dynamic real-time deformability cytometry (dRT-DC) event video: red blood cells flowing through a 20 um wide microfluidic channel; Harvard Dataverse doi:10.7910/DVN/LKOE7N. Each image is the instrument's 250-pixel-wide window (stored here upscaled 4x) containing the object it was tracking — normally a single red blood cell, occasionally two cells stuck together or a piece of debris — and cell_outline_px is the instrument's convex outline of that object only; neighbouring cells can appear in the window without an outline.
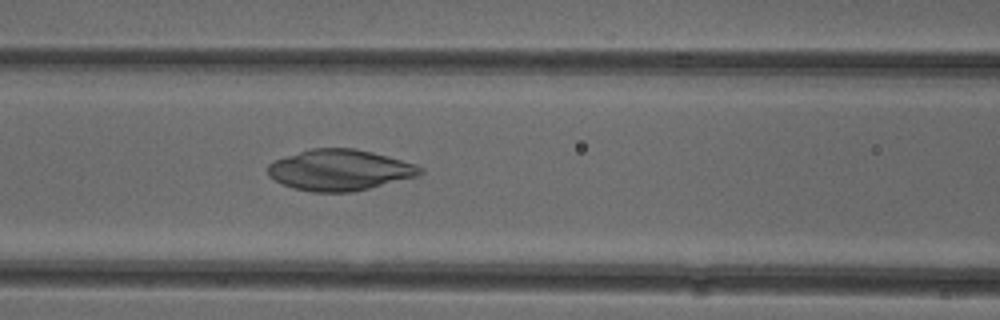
{"species": "common noctule bat (a hibernating species)", "species_latin": "Nyctalus noctula", "temperature_condition": "cold", "stored_images_in_passage": 51, "camera_frame_rate_fps": 3000, "um_per_image_px": 0.085, "animal": {"sex": "female"}, "frame": {"image": 1, "passage_image": 21, "time_ms": 6.667, "image_size_px": [1000, 320], "cell_outline_px": [[424, 172], [416, 176], [352, 192], [312, 192], [292, 188], [268, 176], [268, 164], [276, 160], [312, 148], [352, 148], [372, 152], [416, 164], [424, 168]], "centroid_in_image_um": [28.88, 14.46], "position_along_channel_um": 137.7, "area_um2": 35.95}}
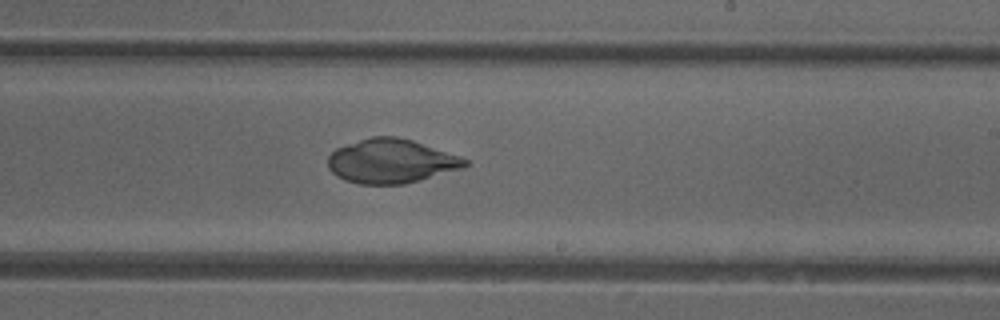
{"frame": {"image": 2, "passage_image": 30, "time_ms": 9.667, "image_size_px": [1000, 320], "cell_outline_px": [[468, 164], [464, 168], [404, 184], [360, 184], [344, 180], [336, 176], [328, 168], [328, 156], [336, 148], [372, 136], [396, 136], [412, 140], [460, 156], [468, 160]], "centroid_in_image_um": [33.24, 13.7], "position_along_channel_um": 255.8, "area_um2": 35.14}}
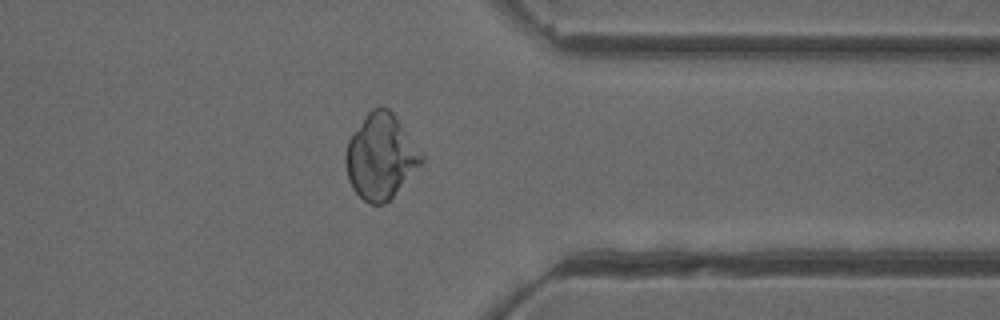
{"frame": {"image": 3, "passage_image": 40, "time_ms": 13.0, "image_size_px": [1000, 320], "cell_outline_px": [[424, 160], [392, 196], [384, 204], [368, 204], [352, 188], [348, 180], [344, 160], [344, 156], [348, 140], [352, 132], [368, 112], [372, 108], [380, 104], [388, 108], [392, 112], [424, 156]], "centroid_in_image_um": [32.31, 13.28], "position_along_channel_um": 379.1, "area_um2": 37.28}}